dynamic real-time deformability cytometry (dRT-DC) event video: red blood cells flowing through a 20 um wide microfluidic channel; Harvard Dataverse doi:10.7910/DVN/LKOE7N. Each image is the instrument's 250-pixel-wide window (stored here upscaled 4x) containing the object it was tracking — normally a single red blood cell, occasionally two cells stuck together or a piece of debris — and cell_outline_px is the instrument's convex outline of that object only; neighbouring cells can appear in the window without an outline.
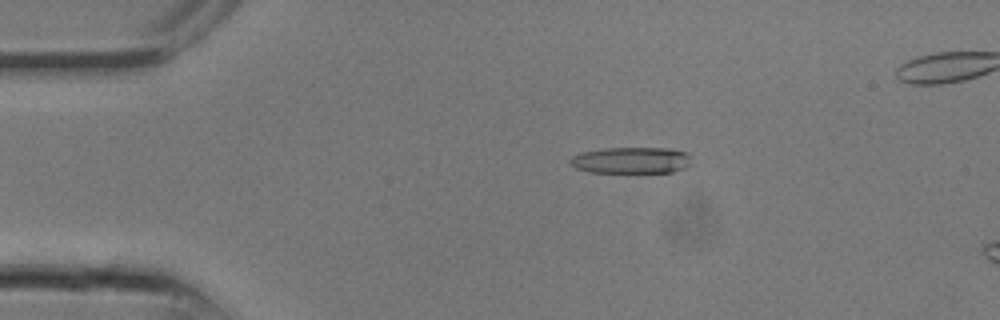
{"species": "common noctule bat (a hibernating species)", "species_latin": "Nyctalus noctula", "temperature_condition": "room temperature", "stored_images_in_passage": 11, "camera_frame_rate_fps": 3000, "um_per_image_px": 0.085, "animal": {"sex": "male", "body_mass_g": 13.3}, "frame": {"image": 1, "passage_image": 5, "time_ms": 1.333, "image_size_px": [1000, 320], "cell_outline_px": [[692, 164], [688, 168], [672, 172], [588, 172], [576, 168], [568, 164], [568, 160], [572, 156], [580, 152], [604, 148], [664, 148], [688, 152], [692, 156]], "centroid_in_image_um": [53.68, 13.62], "position_along_channel_um": 31.3, "area_um2": 19.07}}
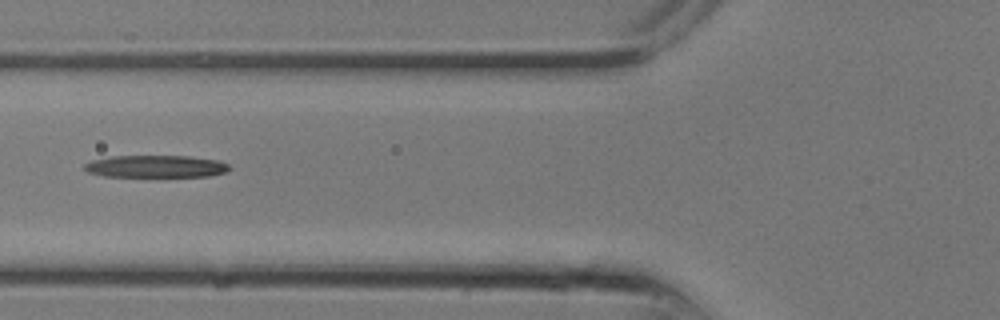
{"frame": {"image": 2, "passage_image": 10, "time_ms": 3.0, "image_size_px": [1000, 320], "cell_outline_px": [[232, 168], [224, 172], [208, 176], [104, 176], [88, 172], [80, 168], [84, 164], [92, 160], [112, 156], [188, 156], [216, 160], [228, 164]], "centroid_in_image_um": [13.19, 14.14], "position_along_channel_um": 112.6, "area_um2": 18.67}}